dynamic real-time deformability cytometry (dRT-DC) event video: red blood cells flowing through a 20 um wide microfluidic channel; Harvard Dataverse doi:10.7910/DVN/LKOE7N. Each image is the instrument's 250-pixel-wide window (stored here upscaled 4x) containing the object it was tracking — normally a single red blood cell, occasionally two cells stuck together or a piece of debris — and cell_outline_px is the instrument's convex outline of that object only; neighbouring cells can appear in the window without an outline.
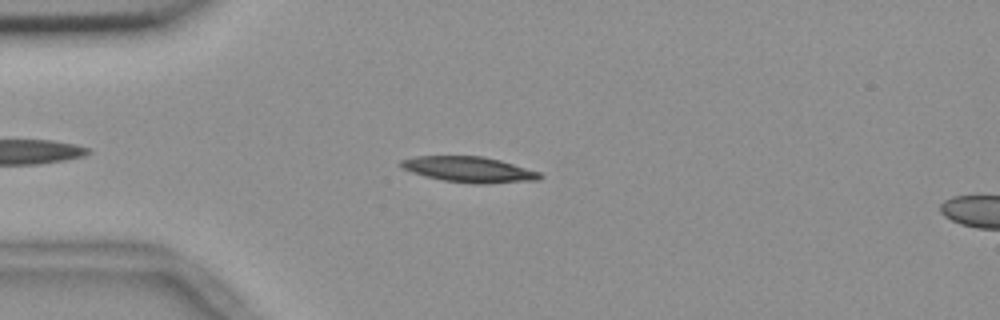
{"species": "common noctule bat (a hibernating species)", "species_latin": "Nyctalus noctula", "temperature_condition": "room temperature", "stored_images_in_passage": 49, "camera_frame_rate_fps": 3000, "um_per_image_px": 0.085, "animal": {"sex": "female", "body_mass_g": 18.4}, "frame": {"image": 1, "passage_image": 8, "time_ms": 2.333, "image_size_px": [1000, 320], "cell_outline_px": [[544, 176], [540, 180], [484, 184], [476, 184], [444, 180], [412, 172], [400, 168], [400, 160], [416, 156], [484, 156], [500, 160], [540, 172]], "centroid_in_image_um": [39.9, 14.4], "position_along_channel_um": 45.1, "area_um2": 20.75}}
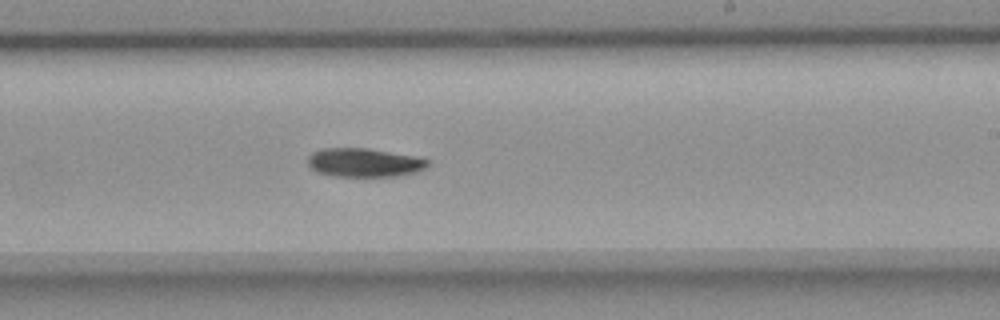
{"frame": {"image": 2, "passage_image": 27, "time_ms": 8.667, "image_size_px": [1000, 320], "cell_outline_px": [[432, 160], [424, 168], [416, 172], [400, 176], [332, 176], [316, 172], [308, 164], [308, 156], [312, 152], [324, 148], [368, 148], [412, 156]], "centroid_in_image_um": [30.94, 13.82], "position_along_channel_um": 258.1, "area_um2": 20.06}}
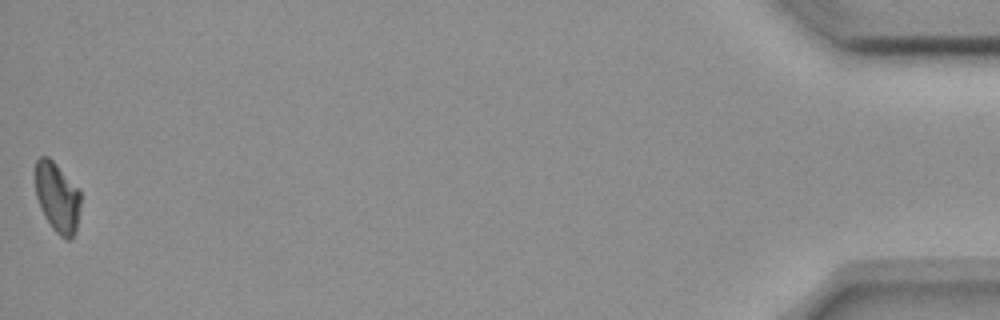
{"frame": {"image": 3, "passage_image": 49, "time_ms": 16.0, "image_size_px": [1000, 320], "cell_outline_px": [[80, 204], [76, 228], [72, 236], [68, 240], [60, 236], [52, 228], [44, 216], [40, 208], [36, 196], [32, 172], [36, 160], [40, 156], [48, 156], [56, 164], [80, 192]], "centroid_in_image_um": [4.79, 16.73], "position_along_channel_um": 430.4, "area_um2": 18.61}, "authors_computed_cell_mechanics": {"area_um2": 19.9988, "velocity_mm_per_s": 3.662, "shape_relaxation_time_tau1_ms": 4.8348, "shape_relaxation_time_tau2_ms": null, "deformation_change_tau1": 0.1325, "deformation_change_tau2": null}}